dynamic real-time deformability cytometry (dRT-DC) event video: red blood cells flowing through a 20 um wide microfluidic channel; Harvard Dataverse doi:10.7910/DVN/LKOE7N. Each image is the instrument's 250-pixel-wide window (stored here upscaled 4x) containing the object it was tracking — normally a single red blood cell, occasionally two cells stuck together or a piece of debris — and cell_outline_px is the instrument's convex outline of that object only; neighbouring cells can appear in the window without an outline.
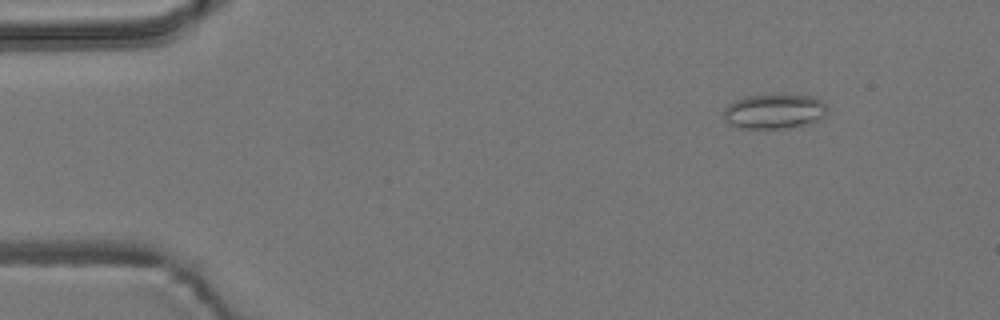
{"species": "common noctule bat (a hibernating species)", "species_latin": "Nyctalus noctula", "temperature_condition": "room temperature", "stored_images_in_passage": 4, "segment_of_instrument_passage": [1, 2], "camera_frame_rate_fps": 3000, "um_per_image_px": 0.085, "animal": {"sex": "male", "body_mass_g": 19.2, "forearm_length_mm": 51.8}, "frame": {"image": 1, "passage_image": 1, "time_ms": 0.0, "image_size_px": [1000, 320], "cell_outline_px": [[828, 108], [824, 116], [808, 124], [788, 128], [740, 128], [728, 124], [724, 116], [724, 108], [728, 104], [744, 96], [792, 92], [812, 96], [820, 100]], "centroid_in_image_um": [65.82, 9.42], "position_along_channel_um": 19.2, "area_um2": 21.62}}